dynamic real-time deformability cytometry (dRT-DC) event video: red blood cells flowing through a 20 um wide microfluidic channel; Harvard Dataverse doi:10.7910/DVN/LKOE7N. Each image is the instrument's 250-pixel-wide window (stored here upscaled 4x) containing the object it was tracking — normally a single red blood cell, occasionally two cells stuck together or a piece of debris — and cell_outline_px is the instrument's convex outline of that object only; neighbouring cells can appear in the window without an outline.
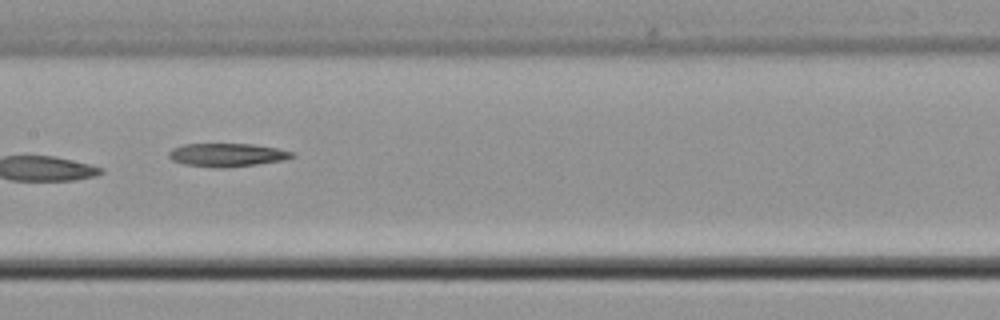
{"species": "common noctule bat (a hibernating species)", "species_latin": "Nyctalus noctula", "temperature_condition": "cold", "stored_images_in_passage": 9, "camera_frame_rate_fps": 3000, "um_per_image_px": 0.085, "animal": {"sex": "male", "body_mass_g": 21.5, "forearm_length_mm": 52.0}, "frame": {"image": 1, "passage_image": 7, "time_ms": 7.333, "image_size_px": [1000, 320], "cell_outline_px": [[296, 156], [284, 160], [256, 164], [224, 168], [220, 168], [188, 164], [172, 160], [168, 156], [168, 152], [172, 148], [184, 144], [252, 144], [276, 148], [296, 152]], "centroid_in_image_um": [19.34, 13.16], "position_along_channel_um": 188.1, "area_um2": 16.65}}
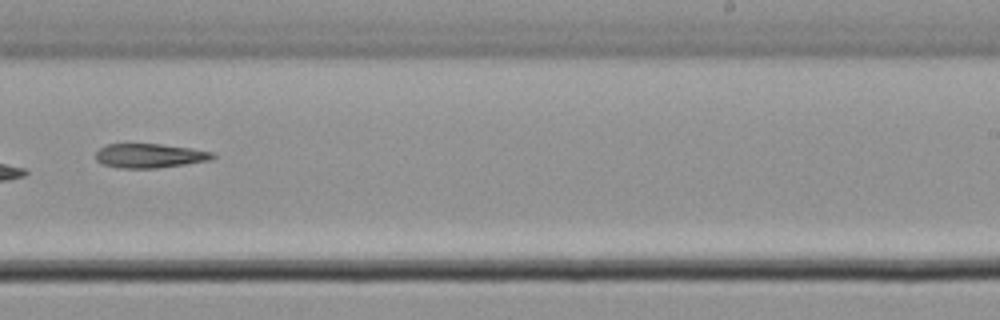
{"frame": {"image": 2, "passage_image": 9, "time_ms": 9.667, "image_size_px": [1000, 320], "cell_outline_px": [[216, 156], [212, 160], [156, 168], [120, 168], [104, 164], [96, 160], [96, 152], [100, 148], [108, 144], [160, 144], [192, 148], [212, 152]], "centroid_in_image_um": [12.74, 13.23], "position_along_channel_um": 276.3, "area_um2": 16.42}}